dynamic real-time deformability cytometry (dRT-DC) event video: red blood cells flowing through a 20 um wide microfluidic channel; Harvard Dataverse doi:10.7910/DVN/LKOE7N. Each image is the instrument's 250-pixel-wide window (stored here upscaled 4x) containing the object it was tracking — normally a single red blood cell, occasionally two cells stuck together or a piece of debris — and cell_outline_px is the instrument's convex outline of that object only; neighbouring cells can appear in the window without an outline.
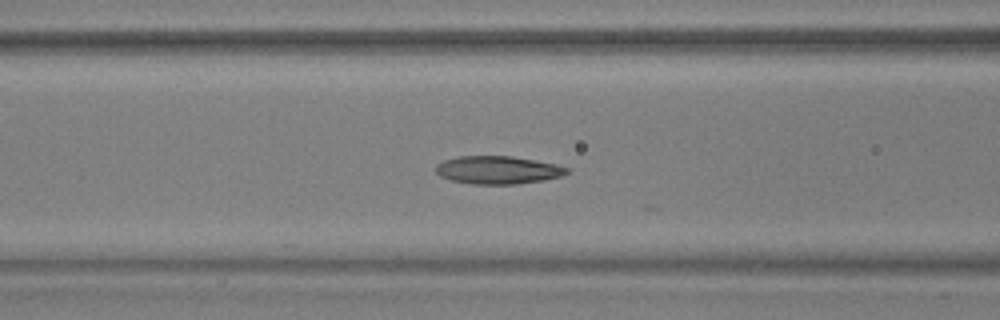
{"species": "common noctule bat (a hibernating species)", "species_latin": "Nyctalus noctula", "temperature_condition": "warm", "stored_images_in_passage": 33, "camera_frame_rate_fps": 3000, "um_per_image_px": 0.085, "animal": {"sex": "male", "body_mass_g": 17.9, "forearm_length_mm": 54.2}, "frame": {"image": 1, "passage_image": 23, "time_ms": 7.333, "image_size_px": [1000, 320], "cell_outline_px": [[568, 172], [560, 176], [544, 180], [516, 184], [472, 184], [452, 180], [440, 176], [436, 172], [436, 164], [444, 160], [460, 156], [512, 156], [536, 160], [556, 164], [568, 168]], "centroid_in_image_um": [42.31, 14.44], "position_along_channel_um": 124.3, "area_um2": 21.27}}
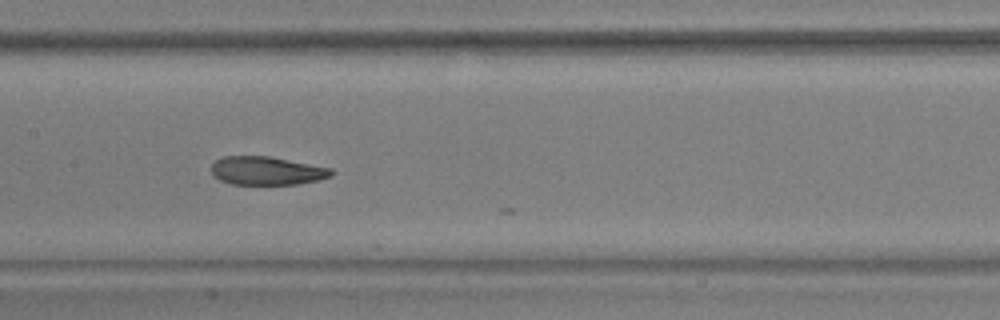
{"frame": {"image": 2, "passage_image": 28, "time_ms": 9.0, "image_size_px": [1000, 320], "cell_outline_px": [[336, 172], [332, 176], [320, 180], [296, 184], [232, 184], [220, 180], [212, 176], [212, 164], [216, 160], [224, 156], [268, 156], [332, 168]], "centroid_in_image_um": [22.7, 14.52], "position_along_channel_um": 184.7, "area_um2": 19.94}}